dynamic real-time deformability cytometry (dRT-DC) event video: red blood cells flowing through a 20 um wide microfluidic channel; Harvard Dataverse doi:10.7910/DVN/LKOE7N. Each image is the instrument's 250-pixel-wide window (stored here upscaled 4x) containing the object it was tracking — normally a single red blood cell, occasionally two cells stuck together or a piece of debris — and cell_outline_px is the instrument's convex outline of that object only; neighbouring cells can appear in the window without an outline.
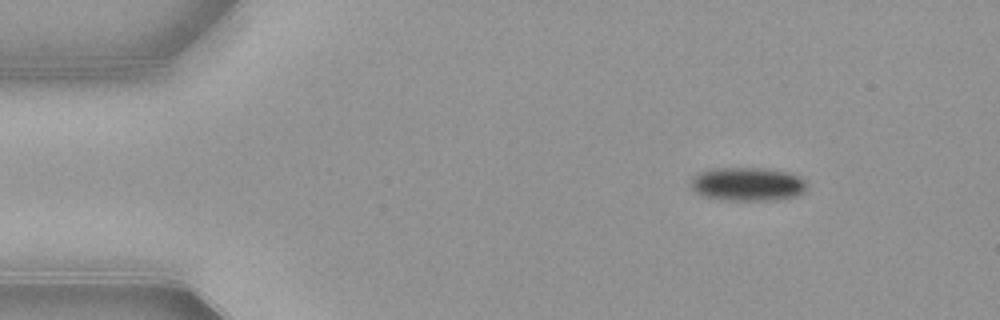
{"species": "common noctule bat (a hibernating species)", "species_latin": "Nyctalus noctula", "temperature_condition": "warm", "stored_images_in_passage": 40, "camera_frame_rate_fps": 3000, "um_per_image_px": 0.085, "animal": {"sex": "female", "body_mass_g": 21.9}, "frame": {"image": 1, "passage_image": 1, "time_ms": 0.0, "image_size_px": [1000, 320], "cell_outline_px": [[808, 184], [804, 192], [800, 196], [776, 200], [720, 200], [704, 196], [696, 192], [688, 184], [692, 176], [708, 168], [764, 168], [788, 172], [800, 176]], "centroid_in_image_um": [63.54, 15.65], "position_along_channel_um": 21.5, "area_um2": 23.24}}
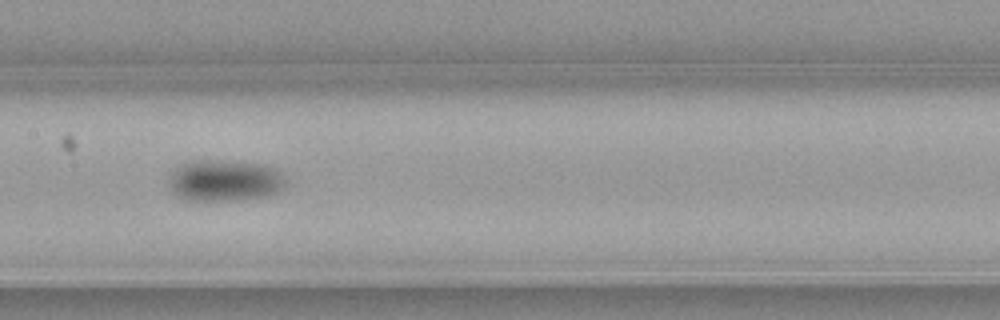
{"frame": {"image": 2, "passage_image": 20, "time_ms": 6.333, "image_size_px": [1000, 320], "cell_outline_px": [[284, 188], [268, 196], [240, 200], [188, 200], [172, 192], [168, 184], [168, 172], [180, 164], [188, 160], [216, 160], [264, 164], [276, 168], [284, 176]], "centroid_in_image_um": [19.05, 15.33], "position_along_channel_um": 188.3, "area_um2": 28.67}}
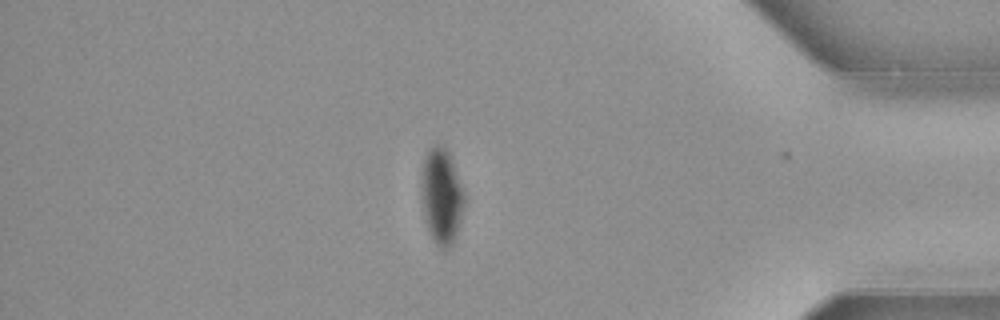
{"frame": {"image": 3, "passage_image": 39, "time_ms": 12.667, "image_size_px": [1000, 320], "cell_outline_px": [[464, 204], [456, 236], [452, 244], [448, 248], [444, 248], [436, 244], [428, 228], [424, 216], [420, 176], [420, 172], [424, 156], [428, 148], [432, 144], [440, 144], [448, 152], [452, 160], [464, 192]], "centroid_in_image_um": [37.51, 16.61], "position_along_channel_um": 397.7, "area_um2": 23.87}, "authors_computed_cell_mechanics": {"area_um2": 25.7788, "velocity_mm_per_s": 3.8876, "shape_relaxation_time_tau1_ms": 3.5587, "shape_relaxation_time_tau2_ms": null, "deformation_change_tau1": 0.0862, "deformation_change_tau2": null}}